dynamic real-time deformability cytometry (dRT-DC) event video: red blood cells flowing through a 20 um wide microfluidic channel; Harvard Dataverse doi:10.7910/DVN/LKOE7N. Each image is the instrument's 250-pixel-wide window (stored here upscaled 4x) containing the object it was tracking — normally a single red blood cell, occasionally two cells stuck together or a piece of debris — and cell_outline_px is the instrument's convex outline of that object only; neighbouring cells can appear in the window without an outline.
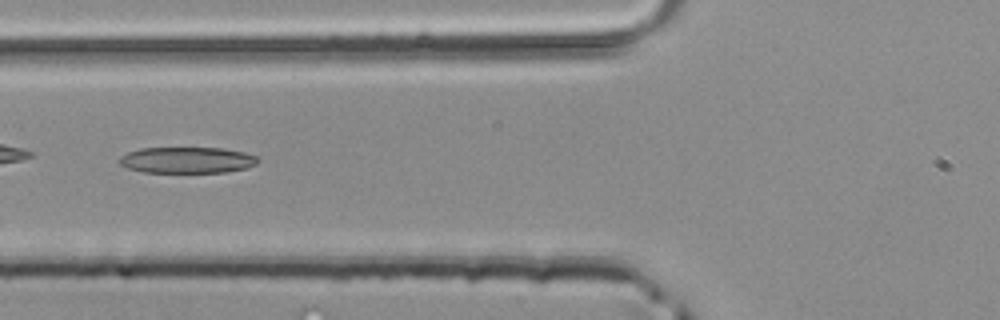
{"species": "common noctule bat (a hibernating species)", "species_latin": "Nyctalus noctula", "temperature_condition": "room temperature", "stored_images_in_passage": 2, "camera_frame_rate_fps": 3000, "um_per_image_px": 0.085, "animal": {"sex": "male", "body_mass_g": 20.4}, "frame": {"image": 1, "passage_image": 2, "time_ms": 0.333, "image_size_px": [1000, 320], "cell_outline_px": [[260, 160], [256, 164], [244, 168], [228, 172], [144, 172], [128, 168], [120, 164], [116, 160], [120, 156], [128, 152], [140, 148], [220, 148], [244, 152], [256, 156]], "centroid_in_image_um": [15.87, 13.6], "position_along_channel_um": 109.9, "area_um2": 21.1}}